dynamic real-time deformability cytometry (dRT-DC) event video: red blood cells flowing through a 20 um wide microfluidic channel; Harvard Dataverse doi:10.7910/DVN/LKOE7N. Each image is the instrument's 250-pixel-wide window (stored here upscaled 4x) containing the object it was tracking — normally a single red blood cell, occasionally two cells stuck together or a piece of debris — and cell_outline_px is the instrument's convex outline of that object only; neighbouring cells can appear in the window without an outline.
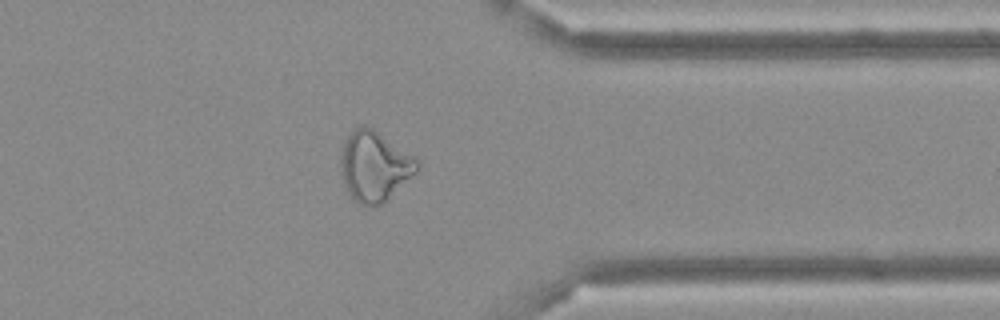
{"species": "Egyptian fruit bat (a non-hibernating species)", "species_latin": "Rousettus aegyptiacus", "temperature_condition": "cold", "stored_images_in_passage": 37, "camera_frame_rate_fps": 3000, "um_per_image_px": 0.085, "frame": {"image": 1, "passage_image": 27, "time_ms": 8.667, "image_size_px": [1000, 320], "cell_outline_px": [[420, 164], [416, 172], [384, 204], [360, 204], [352, 200], [344, 188], [340, 164], [340, 148], [348, 136], [356, 128], [364, 124], [372, 128], [416, 156], [420, 160]], "centroid_in_image_um": [31.83, 14.13], "position_along_channel_um": 379.6, "area_um2": 31.56}}